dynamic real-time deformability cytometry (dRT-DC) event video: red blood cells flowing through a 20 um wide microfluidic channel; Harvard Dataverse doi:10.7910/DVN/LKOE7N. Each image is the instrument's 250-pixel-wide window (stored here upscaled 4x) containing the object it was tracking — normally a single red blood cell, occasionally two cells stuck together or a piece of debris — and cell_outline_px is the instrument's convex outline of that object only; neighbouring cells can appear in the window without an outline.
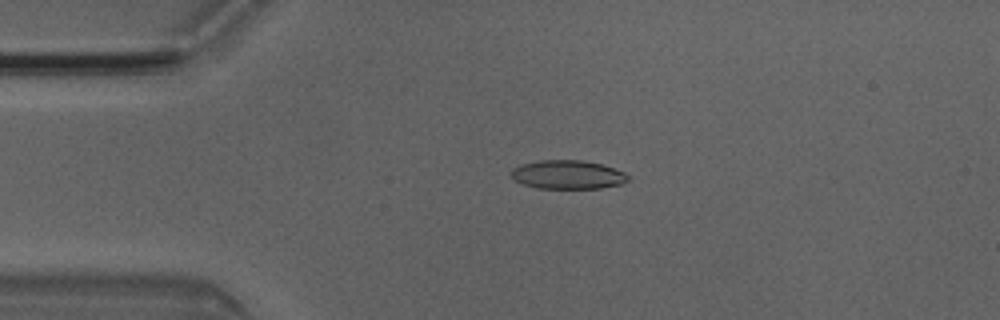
{"species": "Egyptian fruit bat (a non-hibernating species)", "species_latin": "Rousettus aegyptiacus", "temperature_condition": "room temperature", "stored_images_in_passage": 4, "camera_frame_rate_fps": 3000, "um_per_image_px": 0.085, "animal": {"sex": "male"}, "frame": {"image": 1, "passage_image": 3, "time_ms": 0.667, "image_size_px": [1000, 320], "cell_outline_px": [[632, 176], [628, 180], [620, 184], [600, 188], [536, 188], [512, 180], [508, 176], [508, 172], [512, 168], [524, 164], [540, 160], [580, 160], [600, 164], [624, 172]], "centroid_in_image_um": [48.2, 14.85], "position_along_channel_um": 36.8, "area_um2": 19.65}}